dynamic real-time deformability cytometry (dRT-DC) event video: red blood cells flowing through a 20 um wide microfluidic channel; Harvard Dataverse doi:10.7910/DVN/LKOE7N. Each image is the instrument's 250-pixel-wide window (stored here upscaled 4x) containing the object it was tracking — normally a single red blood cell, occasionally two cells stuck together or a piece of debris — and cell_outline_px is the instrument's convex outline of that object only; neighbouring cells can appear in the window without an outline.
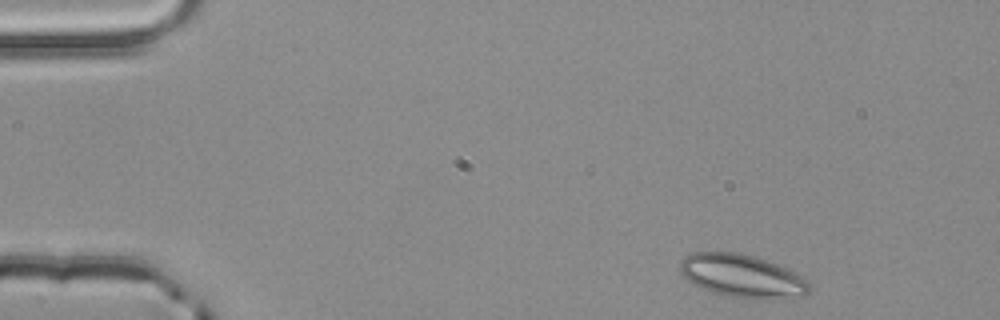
{"species": "common noctule bat (a hibernating species)", "species_latin": "Nyctalus noctula", "temperature_condition": "room temperature", "stored_images_in_passage": 2, "camera_frame_rate_fps": 3000, "um_per_image_px": 0.085, "animal": {"sex": "male", "body_mass_g": 20.4}, "frame": {"image": 1, "passage_image": 1, "time_ms": 0.0, "image_size_px": [1000, 320], "cell_outline_px": [[812, 288], [804, 296], [732, 296], [712, 292], [700, 288], [688, 280], [676, 268], [680, 260], [684, 256], [692, 252], [740, 252], [756, 256], [776, 264], [800, 276], [812, 284]], "centroid_in_image_um": [62.98, 23.39], "position_along_channel_um": 22.0, "area_um2": 31.67}}